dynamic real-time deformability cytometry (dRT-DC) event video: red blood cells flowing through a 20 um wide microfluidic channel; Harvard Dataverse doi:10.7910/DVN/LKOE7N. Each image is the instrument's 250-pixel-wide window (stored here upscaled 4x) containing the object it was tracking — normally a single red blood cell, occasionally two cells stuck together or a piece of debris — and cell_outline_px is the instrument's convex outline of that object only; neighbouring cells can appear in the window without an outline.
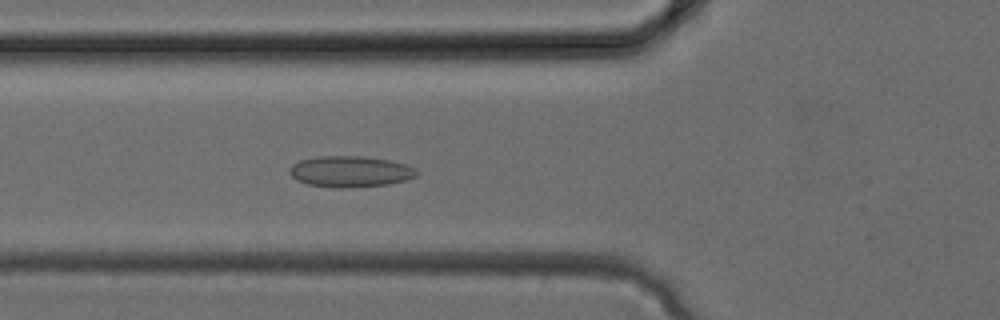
{"species": "common noctule bat (a hibernating species)", "species_latin": "Nyctalus noctula", "temperature_condition": "cold", "stored_images_in_passage": 34, "camera_frame_rate_fps": 3000, "um_per_image_px": 0.085, "animal": {"sex": "female", "body_mass_g": 24.6, "forearm_length_mm": 56.2}, "frame": {"image": 1, "passage_image": 12, "time_ms": 3.667, "image_size_px": [1000, 320], "cell_outline_px": [[420, 172], [416, 176], [404, 180], [388, 184], [348, 188], [332, 188], [308, 184], [296, 180], [288, 172], [288, 168], [292, 164], [300, 160], [316, 156], [360, 156], [388, 160], [404, 164]], "centroid_in_image_um": [29.71, 14.58], "position_along_channel_um": 96.1, "area_um2": 23.06}}
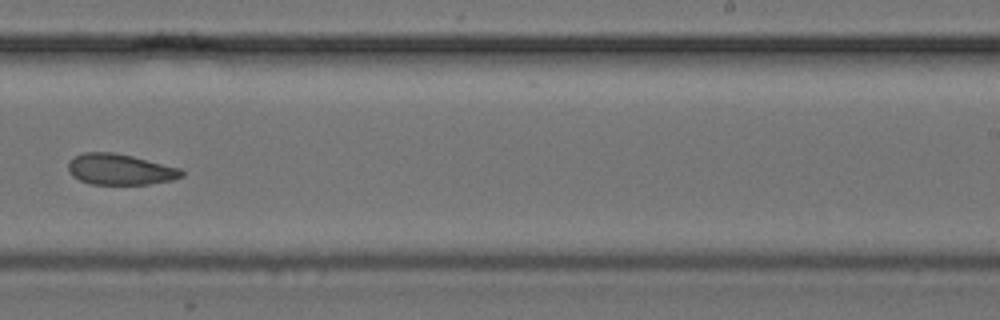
{"frame": {"image": 2, "passage_image": 21, "time_ms": 6.667, "image_size_px": [1000, 320], "cell_outline_px": [[184, 176], [172, 180], [148, 184], [92, 184], [80, 180], [72, 176], [68, 172], [68, 160], [84, 152], [112, 152], [132, 156], [180, 168], [184, 172]], "centroid_in_image_um": [10.19, 14.4], "position_along_channel_um": 278.8, "area_um2": 20.4}}
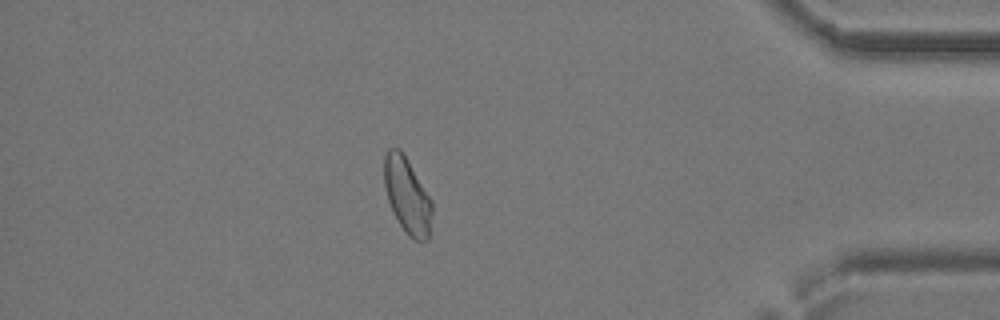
{"frame": {"image": 3, "passage_image": 29, "time_ms": 9.333, "image_size_px": [1000, 320], "cell_outline_px": [[432, 212], [428, 240], [416, 240], [408, 236], [392, 212], [388, 200], [384, 184], [384, 156], [388, 148], [400, 148], [432, 200]], "centroid_in_image_um": [34.6, 16.62], "position_along_channel_um": 400.6, "area_um2": 21.04}}